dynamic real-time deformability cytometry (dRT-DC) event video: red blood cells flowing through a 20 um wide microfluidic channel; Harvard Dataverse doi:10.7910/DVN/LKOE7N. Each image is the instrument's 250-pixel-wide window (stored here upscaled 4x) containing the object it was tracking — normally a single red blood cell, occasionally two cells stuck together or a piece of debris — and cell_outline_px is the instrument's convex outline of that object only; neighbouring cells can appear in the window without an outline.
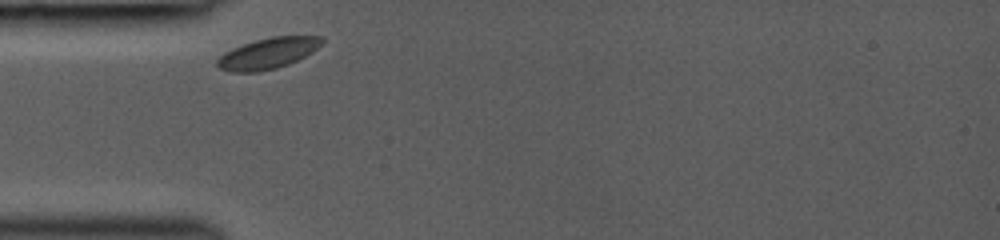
{"species": "common noctule bat (a hibernating species)", "species_latin": "Nyctalus noctula", "temperature_condition": "room temperature", "stored_images_in_passage": 3, "camera_frame_rate_fps": 3000, "um_per_image_px": 0.085, "animal": {"sex": "female", "body_mass_g": 19.0, "forearm_length_mm": 53.3}, "frame": {"image": 1, "passage_image": 1, "time_ms": 0.0, "image_size_px": [1000, 240], "cell_outline_px": [[324, 40], [312, 52], [288, 64], [276, 68], [256, 72], [232, 72], [220, 68], [216, 64], [216, 60], [224, 52], [244, 44], [256, 40], [272, 36], [324, 36]], "centroid_in_image_um": [22.77, 4.53], "position_along_channel_um": 62.2, "area_um2": 18.61}}
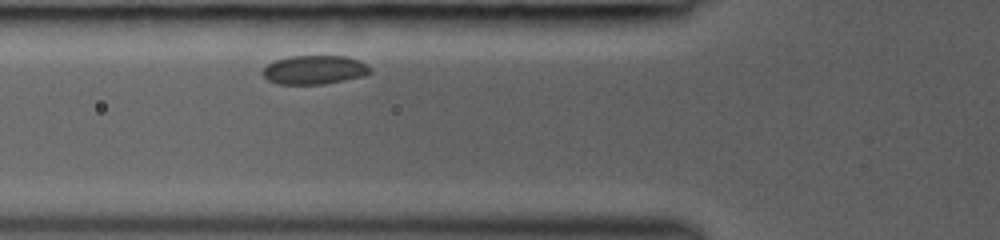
{"frame": {"image": 2, "passage_image": 3, "time_ms": 1.0, "image_size_px": [1000, 240], "cell_outline_px": [[372, 72], [364, 76], [324, 84], [280, 84], [268, 80], [260, 72], [268, 64], [276, 60], [288, 56], [348, 56], [360, 60], [372, 68]], "centroid_in_image_um": [26.75, 5.93], "position_along_channel_um": 99.0, "area_um2": 18.21}}